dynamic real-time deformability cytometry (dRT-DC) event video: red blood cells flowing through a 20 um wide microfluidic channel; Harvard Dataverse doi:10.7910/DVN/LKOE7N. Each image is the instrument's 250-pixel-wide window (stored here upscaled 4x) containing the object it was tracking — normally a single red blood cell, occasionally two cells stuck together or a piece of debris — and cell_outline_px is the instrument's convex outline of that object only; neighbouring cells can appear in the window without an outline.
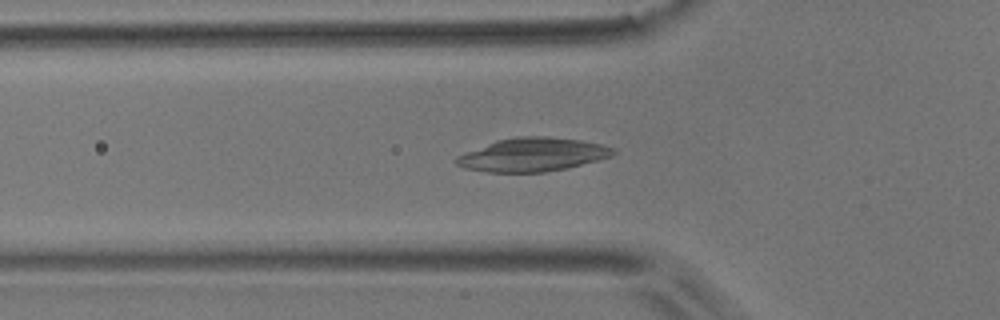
{"species": "common noctule bat (a hibernating species)", "species_latin": "Nyctalus noctula", "temperature_condition": "room temperature", "stored_images_in_passage": 52, "camera_frame_rate_fps": 3000, "um_per_image_px": 0.085, "animal": {"sex": "male", "body_mass_g": 17.9}, "frame": {"image": 1, "passage_image": 17, "time_ms": 5.333, "image_size_px": [1000, 320], "cell_outline_px": [[616, 152], [612, 156], [568, 168], [544, 172], [488, 172], [464, 168], [456, 164], [452, 160], [456, 156], [496, 140], [516, 136], [548, 136], [580, 140], [600, 144], [616, 148]], "centroid_in_image_um": [45.26, 13.14], "position_along_channel_um": 80.5, "area_um2": 30.75}}
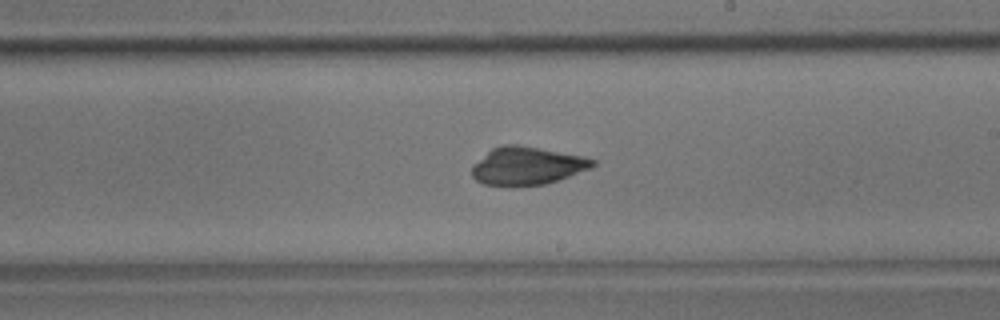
{"frame": {"image": 2, "passage_image": 30, "time_ms": 9.667, "image_size_px": [1000, 320], "cell_outline_px": [[596, 164], [592, 168], [544, 184], [484, 184], [476, 180], [472, 176], [472, 164], [492, 148], [504, 144], [516, 144], [584, 156], [596, 160]], "centroid_in_image_um": [44.81, 14.06], "position_along_channel_um": 244.2, "area_um2": 26.18}}
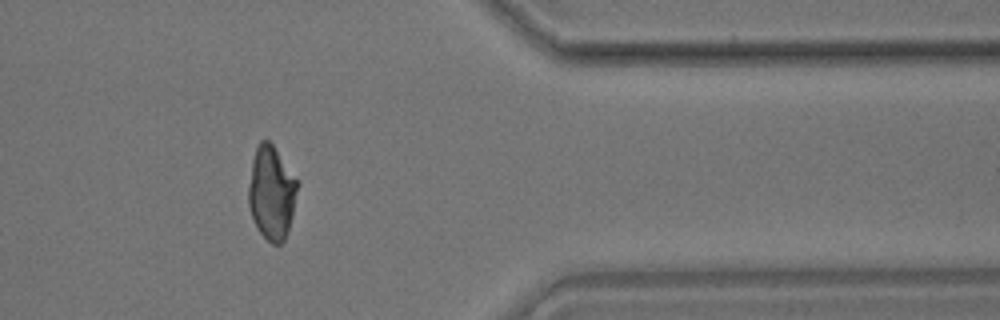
{"frame": {"image": 3, "passage_image": 43, "time_ms": 14.0, "image_size_px": [1000, 320], "cell_outline_px": [[300, 184], [288, 232], [284, 240], [280, 244], [272, 244], [260, 232], [252, 216], [248, 204], [248, 188], [252, 160], [256, 144], [260, 140], [268, 140], [272, 144], [300, 180]], "centroid_in_image_um": [23.11, 16.34], "position_along_channel_um": 388.3, "area_um2": 27.11}, "authors_computed_cell_mechanics": {"area_um2": 27.2527, "velocity_mm_per_s": 3.7617, "shape_relaxation_time_tau1_ms": null, "shape_relaxation_time_tau2_ms": 0.8657, "deformation_change_tau1": null, "deformation_change_tau2": 0.0464}}